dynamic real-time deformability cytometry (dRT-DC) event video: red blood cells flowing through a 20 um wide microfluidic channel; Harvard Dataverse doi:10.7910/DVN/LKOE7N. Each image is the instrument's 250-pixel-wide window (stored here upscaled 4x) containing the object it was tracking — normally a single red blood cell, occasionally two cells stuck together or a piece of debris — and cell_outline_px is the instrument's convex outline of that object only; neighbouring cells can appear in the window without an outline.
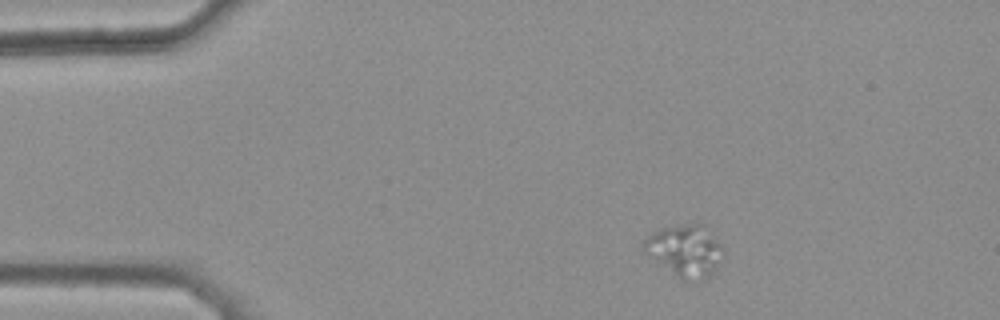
{"species": "common noctule bat (a hibernating species)", "species_latin": "Nyctalus noctula", "temperature_condition": "warm", "stored_images_in_passage": 37, "camera_frame_rate_fps": 3000, "um_per_image_px": 0.085, "animal": {"sex": "female", "body_mass_g": 25.1}, "frame": {"image": 1, "passage_image": 1, "time_ms": 0.0, "image_size_px": [1000, 320], "cell_outline_px": [[724, 256], [712, 272], [704, 280], [680, 280], [640, 252], [640, 244], [652, 232], [660, 228], [688, 224], [704, 224], [724, 248]], "centroid_in_image_um": [58.16, 21.32], "position_along_channel_um": 26.8, "area_um2": 24.62}}
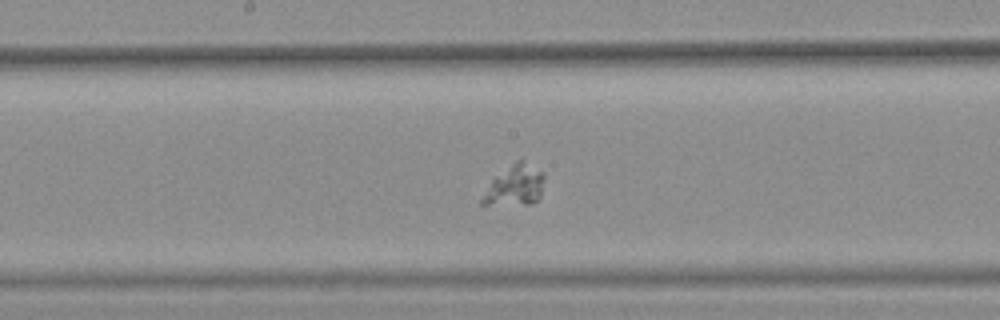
{"frame": {"image": 2, "passage_image": 20, "time_ms": 6.333, "image_size_px": [1000, 320], "cell_outline_px": [[544, 176], [540, 196], [536, 200], [528, 204], [480, 204], [480, 200], [492, 180], [496, 176], [516, 160], [524, 160], [544, 172]], "centroid_in_image_um": [43.78, 15.74], "position_along_channel_um": 204.4, "area_um2": 14.39}}
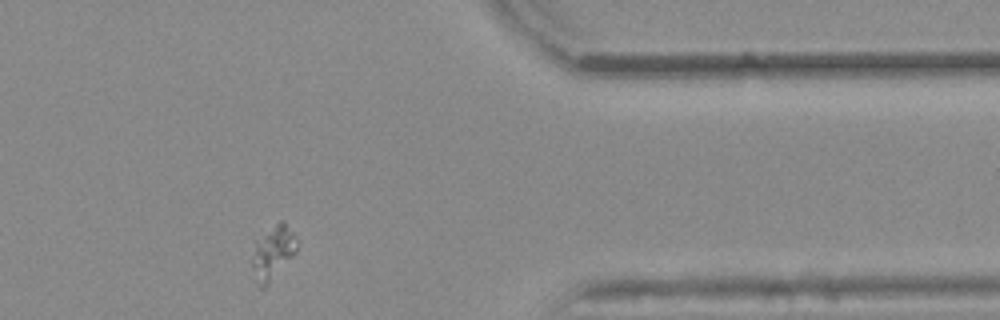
{"frame": {"image": 3, "passage_image": 36, "time_ms": 11.667, "image_size_px": [1000, 320], "cell_outline_px": [[300, 244], [296, 252], [264, 288], [260, 288], [252, 264], [256, 248], [276, 224], [280, 220], [284, 220], [300, 240]], "centroid_in_image_um": [23.33, 21.46], "position_along_channel_um": 388.1, "area_um2": 13.01}}